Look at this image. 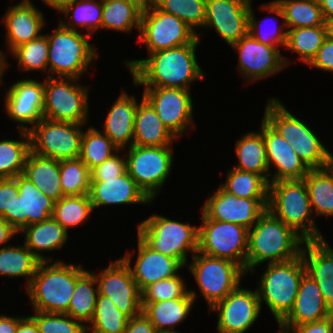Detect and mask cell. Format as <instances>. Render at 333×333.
<instances>
[{"label": "cell", "instance_id": "obj_1", "mask_svg": "<svg viewBox=\"0 0 333 333\" xmlns=\"http://www.w3.org/2000/svg\"><path fill=\"white\" fill-rule=\"evenodd\" d=\"M199 44L197 37L191 44L149 53L147 59L123 63L132 74L134 86L190 90L191 83L205 77L196 57Z\"/></svg>", "mask_w": 333, "mask_h": 333}, {"label": "cell", "instance_id": "obj_2", "mask_svg": "<svg viewBox=\"0 0 333 333\" xmlns=\"http://www.w3.org/2000/svg\"><path fill=\"white\" fill-rule=\"evenodd\" d=\"M305 240L266 209L248 230L246 273L264 262H286L301 255Z\"/></svg>", "mask_w": 333, "mask_h": 333}, {"label": "cell", "instance_id": "obj_3", "mask_svg": "<svg viewBox=\"0 0 333 333\" xmlns=\"http://www.w3.org/2000/svg\"><path fill=\"white\" fill-rule=\"evenodd\" d=\"M82 267L80 264L76 266L60 260L40 262L26 288L34 311L65 314L76 281L86 271Z\"/></svg>", "mask_w": 333, "mask_h": 333}, {"label": "cell", "instance_id": "obj_4", "mask_svg": "<svg viewBox=\"0 0 333 333\" xmlns=\"http://www.w3.org/2000/svg\"><path fill=\"white\" fill-rule=\"evenodd\" d=\"M267 209L305 241L321 240L304 180L269 183Z\"/></svg>", "mask_w": 333, "mask_h": 333}, {"label": "cell", "instance_id": "obj_5", "mask_svg": "<svg viewBox=\"0 0 333 333\" xmlns=\"http://www.w3.org/2000/svg\"><path fill=\"white\" fill-rule=\"evenodd\" d=\"M263 117L287 140L310 170L331 166L332 153L319 136L305 121L290 113L278 98L268 99Z\"/></svg>", "mask_w": 333, "mask_h": 333}, {"label": "cell", "instance_id": "obj_6", "mask_svg": "<svg viewBox=\"0 0 333 333\" xmlns=\"http://www.w3.org/2000/svg\"><path fill=\"white\" fill-rule=\"evenodd\" d=\"M266 264L256 290L261 308L264 301L279 324L293 309L306 268L302 255L286 262Z\"/></svg>", "mask_w": 333, "mask_h": 333}, {"label": "cell", "instance_id": "obj_7", "mask_svg": "<svg viewBox=\"0 0 333 333\" xmlns=\"http://www.w3.org/2000/svg\"><path fill=\"white\" fill-rule=\"evenodd\" d=\"M48 38V77L80 79L99 56L91 36L65 28L60 22Z\"/></svg>", "mask_w": 333, "mask_h": 333}, {"label": "cell", "instance_id": "obj_8", "mask_svg": "<svg viewBox=\"0 0 333 333\" xmlns=\"http://www.w3.org/2000/svg\"><path fill=\"white\" fill-rule=\"evenodd\" d=\"M137 225V236L150 248L177 259L185 267L188 252L192 257L198 251L199 225L192 226L158 214Z\"/></svg>", "mask_w": 333, "mask_h": 333}, {"label": "cell", "instance_id": "obj_9", "mask_svg": "<svg viewBox=\"0 0 333 333\" xmlns=\"http://www.w3.org/2000/svg\"><path fill=\"white\" fill-rule=\"evenodd\" d=\"M74 77H47L44 80L43 118L86 124L89 118L88 87ZM76 81V83H75Z\"/></svg>", "mask_w": 333, "mask_h": 333}, {"label": "cell", "instance_id": "obj_10", "mask_svg": "<svg viewBox=\"0 0 333 333\" xmlns=\"http://www.w3.org/2000/svg\"><path fill=\"white\" fill-rule=\"evenodd\" d=\"M188 269L195 278L204 296L208 309L222 301L241 284L245 270L235 262L204 255L198 251L192 256Z\"/></svg>", "mask_w": 333, "mask_h": 333}, {"label": "cell", "instance_id": "obj_11", "mask_svg": "<svg viewBox=\"0 0 333 333\" xmlns=\"http://www.w3.org/2000/svg\"><path fill=\"white\" fill-rule=\"evenodd\" d=\"M126 170L153 201L169 178L173 166L172 146H136L128 149Z\"/></svg>", "mask_w": 333, "mask_h": 333}, {"label": "cell", "instance_id": "obj_12", "mask_svg": "<svg viewBox=\"0 0 333 333\" xmlns=\"http://www.w3.org/2000/svg\"><path fill=\"white\" fill-rule=\"evenodd\" d=\"M83 126L86 124L42 118L28 130L30 151L57 161L78 158Z\"/></svg>", "mask_w": 333, "mask_h": 333}, {"label": "cell", "instance_id": "obj_13", "mask_svg": "<svg viewBox=\"0 0 333 333\" xmlns=\"http://www.w3.org/2000/svg\"><path fill=\"white\" fill-rule=\"evenodd\" d=\"M248 230L242 225L208 219L202 213L198 252L210 257L231 260L246 272Z\"/></svg>", "mask_w": 333, "mask_h": 333}, {"label": "cell", "instance_id": "obj_14", "mask_svg": "<svg viewBox=\"0 0 333 333\" xmlns=\"http://www.w3.org/2000/svg\"><path fill=\"white\" fill-rule=\"evenodd\" d=\"M197 37L180 18L154 3L142 11L138 40L147 46L148 53L191 44Z\"/></svg>", "mask_w": 333, "mask_h": 333}, {"label": "cell", "instance_id": "obj_15", "mask_svg": "<svg viewBox=\"0 0 333 333\" xmlns=\"http://www.w3.org/2000/svg\"><path fill=\"white\" fill-rule=\"evenodd\" d=\"M94 275L98 295L108 296L120 312L132 318L142 311V291L121 258L111 261L108 267Z\"/></svg>", "mask_w": 333, "mask_h": 333}, {"label": "cell", "instance_id": "obj_16", "mask_svg": "<svg viewBox=\"0 0 333 333\" xmlns=\"http://www.w3.org/2000/svg\"><path fill=\"white\" fill-rule=\"evenodd\" d=\"M142 95L176 138L182 137L191 126L194 127L193 100L190 90L172 87H145Z\"/></svg>", "mask_w": 333, "mask_h": 333}, {"label": "cell", "instance_id": "obj_17", "mask_svg": "<svg viewBox=\"0 0 333 333\" xmlns=\"http://www.w3.org/2000/svg\"><path fill=\"white\" fill-rule=\"evenodd\" d=\"M230 47L237 52L238 71L247 83L274 76L289 65L279 48L264 45L249 33Z\"/></svg>", "mask_w": 333, "mask_h": 333}, {"label": "cell", "instance_id": "obj_18", "mask_svg": "<svg viewBox=\"0 0 333 333\" xmlns=\"http://www.w3.org/2000/svg\"><path fill=\"white\" fill-rule=\"evenodd\" d=\"M210 311L219 314L218 333H245L257 321L261 311L257 290L242 288L240 284Z\"/></svg>", "mask_w": 333, "mask_h": 333}, {"label": "cell", "instance_id": "obj_19", "mask_svg": "<svg viewBox=\"0 0 333 333\" xmlns=\"http://www.w3.org/2000/svg\"><path fill=\"white\" fill-rule=\"evenodd\" d=\"M268 199L239 198L225 192L220 186L202 207V213L211 220L231 222L250 229L267 209Z\"/></svg>", "mask_w": 333, "mask_h": 333}, {"label": "cell", "instance_id": "obj_20", "mask_svg": "<svg viewBox=\"0 0 333 333\" xmlns=\"http://www.w3.org/2000/svg\"><path fill=\"white\" fill-rule=\"evenodd\" d=\"M252 0H206L203 28H213L229 46L248 33Z\"/></svg>", "mask_w": 333, "mask_h": 333}, {"label": "cell", "instance_id": "obj_21", "mask_svg": "<svg viewBox=\"0 0 333 333\" xmlns=\"http://www.w3.org/2000/svg\"><path fill=\"white\" fill-rule=\"evenodd\" d=\"M14 179L19 188V195L13 200L11 213H3L0 217L18 232L30 224L40 223L52 217L55 202L23 174L17 175Z\"/></svg>", "mask_w": 333, "mask_h": 333}, {"label": "cell", "instance_id": "obj_22", "mask_svg": "<svg viewBox=\"0 0 333 333\" xmlns=\"http://www.w3.org/2000/svg\"><path fill=\"white\" fill-rule=\"evenodd\" d=\"M5 94L6 114L18 124V130L28 131L43 118L44 82L22 79L9 86Z\"/></svg>", "mask_w": 333, "mask_h": 333}, {"label": "cell", "instance_id": "obj_23", "mask_svg": "<svg viewBox=\"0 0 333 333\" xmlns=\"http://www.w3.org/2000/svg\"><path fill=\"white\" fill-rule=\"evenodd\" d=\"M260 132L263 135L269 167V183L280 180H303L310 169L298 157L292 146L262 117ZM276 167L274 174L271 166Z\"/></svg>", "mask_w": 333, "mask_h": 333}, {"label": "cell", "instance_id": "obj_24", "mask_svg": "<svg viewBox=\"0 0 333 333\" xmlns=\"http://www.w3.org/2000/svg\"><path fill=\"white\" fill-rule=\"evenodd\" d=\"M137 259L132 265V253H125L121 259L128 265L133 279L139 284L141 291L157 281L178 275L184 266L175 258L163 255L150 248L139 236L137 237Z\"/></svg>", "mask_w": 333, "mask_h": 333}, {"label": "cell", "instance_id": "obj_25", "mask_svg": "<svg viewBox=\"0 0 333 333\" xmlns=\"http://www.w3.org/2000/svg\"><path fill=\"white\" fill-rule=\"evenodd\" d=\"M89 198L93 210L101 206L148 204L153 202L126 170L116 178L91 181Z\"/></svg>", "mask_w": 333, "mask_h": 333}, {"label": "cell", "instance_id": "obj_26", "mask_svg": "<svg viewBox=\"0 0 333 333\" xmlns=\"http://www.w3.org/2000/svg\"><path fill=\"white\" fill-rule=\"evenodd\" d=\"M2 21L6 29L7 50L11 53L15 48L38 38L44 28L45 17L40 9L31 2H19L9 7Z\"/></svg>", "mask_w": 333, "mask_h": 333}, {"label": "cell", "instance_id": "obj_27", "mask_svg": "<svg viewBox=\"0 0 333 333\" xmlns=\"http://www.w3.org/2000/svg\"><path fill=\"white\" fill-rule=\"evenodd\" d=\"M329 316H331V309L325 303L318 284L305 273L293 309L278 325L297 326L320 321Z\"/></svg>", "mask_w": 333, "mask_h": 333}, {"label": "cell", "instance_id": "obj_28", "mask_svg": "<svg viewBox=\"0 0 333 333\" xmlns=\"http://www.w3.org/2000/svg\"><path fill=\"white\" fill-rule=\"evenodd\" d=\"M301 255L306 273L318 284L325 303L333 309V249L325 241H305Z\"/></svg>", "mask_w": 333, "mask_h": 333}, {"label": "cell", "instance_id": "obj_29", "mask_svg": "<svg viewBox=\"0 0 333 333\" xmlns=\"http://www.w3.org/2000/svg\"><path fill=\"white\" fill-rule=\"evenodd\" d=\"M137 107L138 102L135 96L121 91L106 115L102 131L119 150L124 151L125 147L129 148L133 145L134 119Z\"/></svg>", "mask_w": 333, "mask_h": 333}, {"label": "cell", "instance_id": "obj_30", "mask_svg": "<svg viewBox=\"0 0 333 333\" xmlns=\"http://www.w3.org/2000/svg\"><path fill=\"white\" fill-rule=\"evenodd\" d=\"M260 8L284 20L287 29L323 26L318 0H273L263 3Z\"/></svg>", "mask_w": 333, "mask_h": 333}, {"label": "cell", "instance_id": "obj_31", "mask_svg": "<svg viewBox=\"0 0 333 333\" xmlns=\"http://www.w3.org/2000/svg\"><path fill=\"white\" fill-rule=\"evenodd\" d=\"M177 138L167 129L152 105L143 97L135 112L134 139L136 146H172Z\"/></svg>", "mask_w": 333, "mask_h": 333}, {"label": "cell", "instance_id": "obj_32", "mask_svg": "<svg viewBox=\"0 0 333 333\" xmlns=\"http://www.w3.org/2000/svg\"><path fill=\"white\" fill-rule=\"evenodd\" d=\"M19 233L25 234L24 244L41 262L54 260L50 256H44L42 252L60 250L68 241V231L53 217L30 224Z\"/></svg>", "mask_w": 333, "mask_h": 333}, {"label": "cell", "instance_id": "obj_33", "mask_svg": "<svg viewBox=\"0 0 333 333\" xmlns=\"http://www.w3.org/2000/svg\"><path fill=\"white\" fill-rule=\"evenodd\" d=\"M196 298V292L191 289L183 298L142 303V312L157 331H175L174 328L189 316Z\"/></svg>", "mask_w": 333, "mask_h": 333}, {"label": "cell", "instance_id": "obj_34", "mask_svg": "<svg viewBox=\"0 0 333 333\" xmlns=\"http://www.w3.org/2000/svg\"><path fill=\"white\" fill-rule=\"evenodd\" d=\"M23 175L54 202L65 196L60 183L59 161L29 151Z\"/></svg>", "mask_w": 333, "mask_h": 333}, {"label": "cell", "instance_id": "obj_35", "mask_svg": "<svg viewBox=\"0 0 333 333\" xmlns=\"http://www.w3.org/2000/svg\"><path fill=\"white\" fill-rule=\"evenodd\" d=\"M235 152L239 161L233 166L235 169L256 173L269 183L265 142L260 131L247 132L237 139Z\"/></svg>", "mask_w": 333, "mask_h": 333}, {"label": "cell", "instance_id": "obj_36", "mask_svg": "<svg viewBox=\"0 0 333 333\" xmlns=\"http://www.w3.org/2000/svg\"><path fill=\"white\" fill-rule=\"evenodd\" d=\"M143 8L131 0H103L102 29L130 32L140 31Z\"/></svg>", "mask_w": 333, "mask_h": 333}, {"label": "cell", "instance_id": "obj_37", "mask_svg": "<svg viewBox=\"0 0 333 333\" xmlns=\"http://www.w3.org/2000/svg\"><path fill=\"white\" fill-rule=\"evenodd\" d=\"M98 294L95 275L86 270L76 281L69 308L65 314L87 327L94 316Z\"/></svg>", "mask_w": 333, "mask_h": 333}, {"label": "cell", "instance_id": "obj_38", "mask_svg": "<svg viewBox=\"0 0 333 333\" xmlns=\"http://www.w3.org/2000/svg\"><path fill=\"white\" fill-rule=\"evenodd\" d=\"M307 186L313 213L333 216V168L313 169L303 179Z\"/></svg>", "mask_w": 333, "mask_h": 333}, {"label": "cell", "instance_id": "obj_39", "mask_svg": "<svg viewBox=\"0 0 333 333\" xmlns=\"http://www.w3.org/2000/svg\"><path fill=\"white\" fill-rule=\"evenodd\" d=\"M102 11L103 0H74L60 12L68 21L61 18L58 22L74 31L79 27L86 29L87 34L92 36L98 29L102 30Z\"/></svg>", "mask_w": 333, "mask_h": 333}, {"label": "cell", "instance_id": "obj_40", "mask_svg": "<svg viewBox=\"0 0 333 333\" xmlns=\"http://www.w3.org/2000/svg\"><path fill=\"white\" fill-rule=\"evenodd\" d=\"M40 262L25 244L14 246L9 243L0 248V276L26 277V288L30 285Z\"/></svg>", "mask_w": 333, "mask_h": 333}, {"label": "cell", "instance_id": "obj_41", "mask_svg": "<svg viewBox=\"0 0 333 333\" xmlns=\"http://www.w3.org/2000/svg\"><path fill=\"white\" fill-rule=\"evenodd\" d=\"M226 181L219 185L225 192L239 198L268 199L269 183L260 175L232 167Z\"/></svg>", "mask_w": 333, "mask_h": 333}, {"label": "cell", "instance_id": "obj_42", "mask_svg": "<svg viewBox=\"0 0 333 333\" xmlns=\"http://www.w3.org/2000/svg\"><path fill=\"white\" fill-rule=\"evenodd\" d=\"M19 140H0V178H15L24 172L30 151V137L26 130H18Z\"/></svg>", "mask_w": 333, "mask_h": 333}, {"label": "cell", "instance_id": "obj_43", "mask_svg": "<svg viewBox=\"0 0 333 333\" xmlns=\"http://www.w3.org/2000/svg\"><path fill=\"white\" fill-rule=\"evenodd\" d=\"M325 39L324 25L287 29L285 49L294 51L301 62L308 65Z\"/></svg>", "mask_w": 333, "mask_h": 333}, {"label": "cell", "instance_id": "obj_44", "mask_svg": "<svg viewBox=\"0 0 333 333\" xmlns=\"http://www.w3.org/2000/svg\"><path fill=\"white\" fill-rule=\"evenodd\" d=\"M92 203L89 195H70L64 196L54 203L52 217L60 223L67 231L87 222L91 212Z\"/></svg>", "mask_w": 333, "mask_h": 333}, {"label": "cell", "instance_id": "obj_45", "mask_svg": "<svg viewBox=\"0 0 333 333\" xmlns=\"http://www.w3.org/2000/svg\"><path fill=\"white\" fill-rule=\"evenodd\" d=\"M128 321L129 317L108 296L98 295L94 316L86 329L87 333H124Z\"/></svg>", "mask_w": 333, "mask_h": 333}, {"label": "cell", "instance_id": "obj_46", "mask_svg": "<svg viewBox=\"0 0 333 333\" xmlns=\"http://www.w3.org/2000/svg\"><path fill=\"white\" fill-rule=\"evenodd\" d=\"M118 150L109 137L104 132L97 130V128L91 126L87 131H83L79 158L90 171L102 164Z\"/></svg>", "mask_w": 333, "mask_h": 333}, {"label": "cell", "instance_id": "obj_47", "mask_svg": "<svg viewBox=\"0 0 333 333\" xmlns=\"http://www.w3.org/2000/svg\"><path fill=\"white\" fill-rule=\"evenodd\" d=\"M154 4L160 10L180 18L201 39V33L196 29L204 27L206 0H154Z\"/></svg>", "mask_w": 333, "mask_h": 333}, {"label": "cell", "instance_id": "obj_48", "mask_svg": "<svg viewBox=\"0 0 333 333\" xmlns=\"http://www.w3.org/2000/svg\"><path fill=\"white\" fill-rule=\"evenodd\" d=\"M60 183L63 194L85 195L90 190V170L78 157L59 161Z\"/></svg>", "mask_w": 333, "mask_h": 333}, {"label": "cell", "instance_id": "obj_49", "mask_svg": "<svg viewBox=\"0 0 333 333\" xmlns=\"http://www.w3.org/2000/svg\"><path fill=\"white\" fill-rule=\"evenodd\" d=\"M48 47L47 35L41 34L15 48L10 54L18 60V67L23 71H43L48 77Z\"/></svg>", "mask_w": 333, "mask_h": 333}, {"label": "cell", "instance_id": "obj_50", "mask_svg": "<svg viewBox=\"0 0 333 333\" xmlns=\"http://www.w3.org/2000/svg\"><path fill=\"white\" fill-rule=\"evenodd\" d=\"M34 312L30 317L40 333H87L86 327L68 314Z\"/></svg>", "mask_w": 333, "mask_h": 333}, {"label": "cell", "instance_id": "obj_51", "mask_svg": "<svg viewBox=\"0 0 333 333\" xmlns=\"http://www.w3.org/2000/svg\"><path fill=\"white\" fill-rule=\"evenodd\" d=\"M188 292L189 290L185 286V280L178 274L147 286L142 291V303L183 298Z\"/></svg>", "mask_w": 333, "mask_h": 333}, {"label": "cell", "instance_id": "obj_52", "mask_svg": "<svg viewBox=\"0 0 333 333\" xmlns=\"http://www.w3.org/2000/svg\"><path fill=\"white\" fill-rule=\"evenodd\" d=\"M252 3L250 4L249 9V28L248 33L252 35L257 41L261 42L264 45L270 46V47H285L286 45V36H287V30H284V28L287 29L285 22L283 21L282 26L280 27L276 26V30L273 29V31L266 33L261 31V23L260 21H257L255 18V15L253 13L252 9ZM266 25V24H265ZM268 32V31H267Z\"/></svg>", "mask_w": 333, "mask_h": 333}, {"label": "cell", "instance_id": "obj_53", "mask_svg": "<svg viewBox=\"0 0 333 333\" xmlns=\"http://www.w3.org/2000/svg\"><path fill=\"white\" fill-rule=\"evenodd\" d=\"M123 150L116 151L110 158L102 164L94 167L90 171L91 181H105V179L116 178L126 171V158L118 155Z\"/></svg>", "mask_w": 333, "mask_h": 333}, {"label": "cell", "instance_id": "obj_54", "mask_svg": "<svg viewBox=\"0 0 333 333\" xmlns=\"http://www.w3.org/2000/svg\"><path fill=\"white\" fill-rule=\"evenodd\" d=\"M283 333H333V317L297 326H279Z\"/></svg>", "mask_w": 333, "mask_h": 333}, {"label": "cell", "instance_id": "obj_55", "mask_svg": "<svg viewBox=\"0 0 333 333\" xmlns=\"http://www.w3.org/2000/svg\"><path fill=\"white\" fill-rule=\"evenodd\" d=\"M19 195V188L14 178H0V216L11 213V205Z\"/></svg>", "mask_w": 333, "mask_h": 333}, {"label": "cell", "instance_id": "obj_56", "mask_svg": "<svg viewBox=\"0 0 333 333\" xmlns=\"http://www.w3.org/2000/svg\"><path fill=\"white\" fill-rule=\"evenodd\" d=\"M308 66L333 72V40L325 39Z\"/></svg>", "mask_w": 333, "mask_h": 333}, {"label": "cell", "instance_id": "obj_57", "mask_svg": "<svg viewBox=\"0 0 333 333\" xmlns=\"http://www.w3.org/2000/svg\"><path fill=\"white\" fill-rule=\"evenodd\" d=\"M157 330L149 318L141 311L138 315L129 318L124 333H156Z\"/></svg>", "mask_w": 333, "mask_h": 333}, {"label": "cell", "instance_id": "obj_58", "mask_svg": "<svg viewBox=\"0 0 333 333\" xmlns=\"http://www.w3.org/2000/svg\"><path fill=\"white\" fill-rule=\"evenodd\" d=\"M19 232L15 230L6 220L0 217V245L7 246L9 240Z\"/></svg>", "mask_w": 333, "mask_h": 333}, {"label": "cell", "instance_id": "obj_59", "mask_svg": "<svg viewBox=\"0 0 333 333\" xmlns=\"http://www.w3.org/2000/svg\"><path fill=\"white\" fill-rule=\"evenodd\" d=\"M2 315V316H1ZM0 315V333H15L19 324V316Z\"/></svg>", "mask_w": 333, "mask_h": 333}, {"label": "cell", "instance_id": "obj_60", "mask_svg": "<svg viewBox=\"0 0 333 333\" xmlns=\"http://www.w3.org/2000/svg\"><path fill=\"white\" fill-rule=\"evenodd\" d=\"M15 333H40L35 321L30 316H19V324Z\"/></svg>", "mask_w": 333, "mask_h": 333}, {"label": "cell", "instance_id": "obj_61", "mask_svg": "<svg viewBox=\"0 0 333 333\" xmlns=\"http://www.w3.org/2000/svg\"><path fill=\"white\" fill-rule=\"evenodd\" d=\"M42 1L48 7H51L52 9H55L58 12H61L74 0H42Z\"/></svg>", "mask_w": 333, "mask_h": 333}, {"label": "cell", "instance_id": "obj_62", "mask_svg": "<svg viewBox=\"0 0 333 333\" xmlns=\"http://www.w3.org/2000/svg\"><path fill=\"white\" fill-rule=\"evenodd\" d=\"M323 18H333V0H318Z\"/></svg>", "mask_w": 333, "mask_h": 333}, {"label": "cell", "instance_id": "obj_63", "mask_svg": "<svg viewBox=\"0 0 333 333\" xmlns=\"http://www.w3.org/2000/svg\"><path fill=\"white\" fill-rule=\"evenodd\" d=\"M324 29L326 38L333 40V18H324Z\"/></svg>", "mask_w": 333, "mask_h": 333}, {"label": "cell", "instance_id": "obj_64", "mask_svg": "<svg viewBox=\"0 0 333 333\" xmlns=\"http://www.w3.org/2000/svg\"><path fill=\"white\" fill-rule=\"evenodd\" d=\"M6 54L3 51H0V69H7L8 68V60L6 59Z\"/></svg>", "mask_w": 333, "mask_h": 333}, {"label": "cell", "instance_id": "obj_65", "mask_svg": "<svg viewBox=\"0 0 333 333\" xmlns=\"http://www.w3.org/2000/svg\"><path fill=\"white\" fill-rule=\"evenodd\" d=\"M136 2L138 5H140L143 9L150 6L152 3H154V0H131Z\"/></svg>", "mask_w": 333, "mask_h": 333}, {"label": "cell", "instance_id": "obj_66", "mask_svg": "<svg viewBox=\"0 0 333 333\" xmlns=\"http://www.w3.org/2000/svg\"><path fill=\"white\" fill-rule=\"evenodd\" d=\"M6 72V69H0V84H3V74Z\"/></svg>", "mask_w": 333, "mask_h": 333}, {"label": "cell", "instance_id": "obj_67", "mask_svg": "<svg viewBox=\"0 0 333 333\" xmlns=\"http://www.w3.org/2000/svg\"><path fill=\"white\" fill-rule=\"evenodd\" d=\"M156 333H180L179 331H157Z\"/></svg>", "mask_w": 333, "mask_h": 333}, {"label": "cell", "instance_id": "obj_68", "mask_svg": "<svg viewBox=\"0 0 333 333\" xmlns=\"http://www.w3.org/2000/svg\"><path fill=\"white\" fill-rule=\"evenodd\" d=\"M331 167L333 168V154H331Z\"/></svg>", "mask_w": 333, "mask_h": 333}, {"label": "cell", "instance_id": "obj_69", "mask_svg": "<svg viewBox=\"0 0 333 333\" xmlns=\"http://www.w3.org/2000/svg\"><path fill=\"white\" fill-rule=\"evenodd\" d=\"M21 2H31V0H22Z\"/></svg>", "mask_w": 333, "mask_h": 333}]
</instances>
